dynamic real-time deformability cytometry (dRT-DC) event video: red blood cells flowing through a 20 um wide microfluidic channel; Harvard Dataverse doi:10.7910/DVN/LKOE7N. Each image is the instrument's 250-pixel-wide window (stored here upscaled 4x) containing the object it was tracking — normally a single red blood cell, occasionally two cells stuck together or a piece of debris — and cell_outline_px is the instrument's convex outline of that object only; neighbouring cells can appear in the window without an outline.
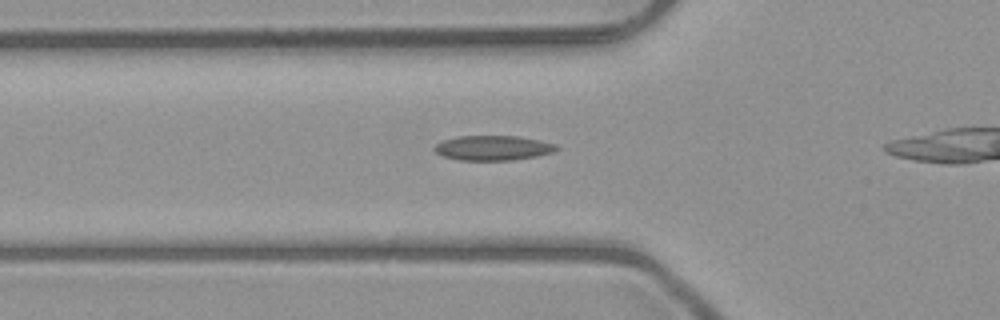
{"species": "common noctule bat (a hibernating species)", "species_latin": "Nyctalus noctula", "temperature_condition": "room temperature", "stored_images_in_passage": 13, "camera_frame_rate_fps": 3000, "um_per_image_px": 0.085, "animal": {"sex": "male", "body_mass_g": 23.1, "forearm_length_mm": 52.7}, "frame": {"image": 1, "passage_image": 8, "time_ms": 2.333, "image_size_px": [1000, 320], "cell_outline_px": [[560, 148], [552, 152], [536, 156], [512, 160], [460, 160], [444, 156], [436, 152], [432, 148], [436, 144], [444, 140], [456, 136], [516, 136], [540, 140], [556, 144]], "centroid_in_image_um": [41.9, 12.57], "position_along_channel_um": 83.9, "area_um2": 17.57}}
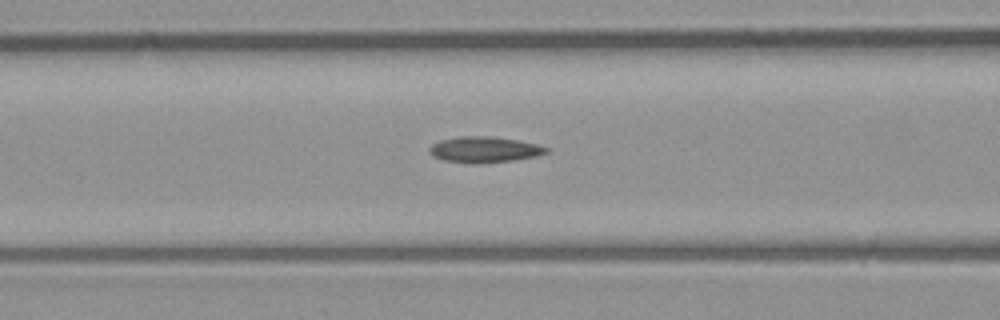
{"frame": {"image": 2, "passage_image": 11, "time_ms": 3.333, "image_size_px": [1000, 320], "cell_outline_px": [[548, 152], [536, 156], [512, 160], [476, 164], [472, 164], [444, 160], [432, 156], [428, 152], [428, 148], [432, 144], [440, 140], [460, 136], [492, 136], [516, 140], [536, 144], [548, 148]], "centroid_in_image_um": [41.11, 12.71], "position_along_channel_um": 125.5, "area_um2": 17.63}}